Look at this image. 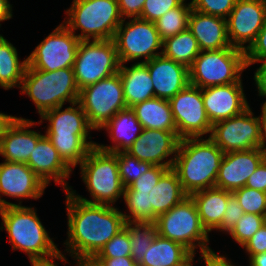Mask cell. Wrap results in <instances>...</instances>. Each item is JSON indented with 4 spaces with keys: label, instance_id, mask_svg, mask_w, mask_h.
Here are the masks:
<instances>
[{
    "label": "cell",
    "instance_id": "obj_1",
    "mask_svg": "<svg viewBox=\"0 0 266 266\" xmlns=\"http://www.w3.org/2000/svg\"><path fill=\"white\" fill-rule=\"evenodd\" d=\"M68 240L66 251L74 259H93L125 227L118 208L84 202L66 191Z\"/></svg>",
    "mask_w": 266,
    "mask_h": 266
},
{
    "label": "cell",
    "instance_id": "obj_2",
    "mask_svg": "<svg viewBox=\"0 0 266 266\" xmlns=\"http://www.w3.org/2000/svg\"><path fill=\"white\" fill-rule=\"evenodd\" d=\"M35 211L22 206L21 202L14 204L0 198V230H6L13 250L24 251L31 263L51 260L62 254Z\"/></svg>",
    "mask_w": 266,
    "mask_h": 266
},
{
    "label": "cell",
    "instance_id": "obj_3",
    "mask_svg": "<svg viewBox=\"0 0 266 266\" xmlns=\"http://www.w3.org/2000/svg\"><path fill=\"white\" fill-rule=\"evenodd\" d=\"M223 155L224 152L209 137L180 140L172 169L189 196L215 187Z\"/></svg>",
    "mask_w": 266,
    "mask_h": 266
},
{
    "label": "cell",
    "instance_id": "obj_4",
    "mask_svg": "<svg viewBox=\"0 0 266 266\" xmlns=\"http://www.w3.org/2000/svg\"><path fill=\"white\" fill-rule=\"evenodd\" d=\"M20 89L34 102L40 116L65 102H78L79 97L73 68L42 71L27 65Z\"/></svg>",
    "mask_w": 266,
    "mask_h": 266
},
{
    "label": "cell",
    "instance_id": "obj_5",
    "mask_svg": "<svg viewBox=\"0 0 266 266\" xmlns=\"http://www.w3.org/2000/svg\"><path fill=\"white\" fill-rule=\"evenodd\" d=\"M81 177L92 200L68 190L75 198L88 203L112 205L124 194L125 187L119 176L117 153L106 152L97 146L91 148L80 164Z\"/></svg>",
    "mask_w": 266,
    "mask_h": 266
},
{
    "label": "cell",
    "instance_id": "obj_6",
    "mask_svg": "<svg viewBox=\"0 0 266 266\" xmlns=\"http://www.w3.org/2000/svg\"><path fill=\"white\" fill-rule=\"evenodd\" d=\"M65 13L63 24L74 34L80 29V40H111L123 21L118 0H73Z\"/></svg>",
    "mask_w": 266,
    "mask_h": 266
},
{
    "label": "cell",
    "instance_id": "obj_7",
    "mask_svg": "<svg viewBox=\"0 0 266 266\" xmlns=\"http://www.w3.org/2000/svg\"><path fill=\"white\" fill-rule=\"evenodd\" d=\"M155 226L158 235L183 244L194 255L195 249L199 247L201 259L216 255L208 246V232L201 224L196 204L191 196L157 217Z\"/></svg>",
    "mask_w": 266,
    "mask_h": 266
},
{
    "label": "cell",
    "instance_id": "obj_8",
    "mask_svg": "<svg viewBox=\"0 0 266 266\" xmlns=\"http://www.w3.org/2000/svg\"><path fill=\"white\" fill-rule=\"evenodd\" d=\"M247 68L245 51L234 46L221 50L201 51L189 67L190 84L201 89L242 83Z\"/></svg>",
    "mask_w": 266,
    "mask_h": 266
},
{
    "label": "cell",
    "instance_id": "obj_9",
    "mask_svg": "<svg viewBox=\"0 0 266 266\" xmlns=\"http://www.w3.org/2000/svg\"><path fill=\"white\" fill-rule=\"evenodd\" d=\"M116 45L111 40H81L73 71L79 90L119 72Z\"/></svg>",
    "mask_w": 266,
    "mask_h": 266
},
{
    "label": "cell",
    "instance_id": "obj_10",
    "mask_svg": "<svg viewBox=\"0 0 266 266\" xmlns=\"http://www.w3.org/2000/svg\"><path fill=\"white\" fill-rule=\"evenodd\" d=\"M78 103L90 126L101 129L118 111L127 108L119 72L79 90Z\"/></svg>",
    "mask_w": 266,
    "mask_h": 266
},
{
    "label": "cell",
    "instance_id": "obj_11",
    "mask_svg": "<svg viewBox=\"0 0 266 266\" xmlns=\"http://www.w3.org/2000/svg\"><path fill=\"white\" fill-rule=\"evenodd\" d=\"M124 23L125 19L118 26L113 38L120 64L142 57L145 60L141 63H144L162 54V51H157L163 47V41L155 23L140 18Z\"/></svg>",
    "mask_w": 266,
    "mask_h": 266
},
{
    "label": "cell",
    "instance_id": "obj_12",
    "mask_svg": "<svg viewBox=\"0 0 266 266\" xmlns=\"http://www.w3.org/2000/svg\"><path fill=\"white\" fill-rule=\"evenodd\" d=\"M80 41L61 23L27 57L28 66L42 71L73 68Z\"/></svg>",
    "mask_w": 266,
    "mask_h": 266
},
{
    "label": "cell",
    "instance_id": "obj_13",
    "mask_svg": "<svg viewBox=\"0 0 266 266\" xmlns=\"http://www.w3.org/2000/svg\"><path fill=\"white\" fill-rule=\"evenodd\" d=\"M169 103L180 139L198 138L211 133L212 124L204 108L201 88L189 84Z\"/></svg>",
    "mask_w": 266,
    "mask_h": 266
},
{
    "label": "cell",
    "instance_id": "obj_14",
    "mask_svg": "<svg viewBox=\"0 0 266 266\" xmlns=\"http://www.w3.org/2000/svg\"><path fill=\"white\" fill-rule=\"evenodd\" d=\"M250 106L241 114L212 125L209 138L225 153L259 148L258 117Z\"/></svg>",
    "mask_w": 266,
    "mask_h": 266
},
{
    "label": "cell",
    "instance_id": "obj_15",
    "mask_svg": "<svg viewBox=\"0 0 266 266\" xmlns=\"http://www.w3.org/2000/svg\"><path fill=\"white\" fill-rule=\"evenodd\" d=\"M226 21L230 44L245 51L265 24L266 0H236Z\"/></svg>",
    "mask_w": 266,
    "mask_h": 266
},
{
    "label": "cell",
    "instance_id": "obj_16",
    "mask_svg": "<svg viewBox=\"0 0 266 266\" xmlns=\"http://www.w3.org/2000/svg\"><path fill=\"white\" fill-rule=\"evenodd\" d=\"M169 167L153 165L138 179L125 187L123 198L130 212H122L126 222H155L157 216L152 208V189Z\"/></svg>",
    "mask_w": 266,
    "mask_h": 266
},
{
    "label": "cell",
    "instance_id": "obj_17",
    "mask_svg": "<svg viewBox=\"0 0 266 266\" xmlns=\"http://www.w3.org/2000/svg\"><path fill=\"white\" fill-rule=\"evenodd\" d=\"M180 140L177 132L143 129L126 153L142 162L172 168ZM170 155L174 157L164 162Z\"/></svg>",
    "mask_w": 266,
    "mask_h": 266
},
{
    "label": "cell",
    "instance_id": "obj_18",
    "mask_svg": "<svg viewBox=\"0 0 266 266\" xmlns=\"http://www.w3.org/2000/svg\"><path fill=\"white\" fill-rule=\"evenodd\" d=\"M265 159L259 148L225 153L215 187L233 192L246 185L248 178Z\"/></svg>",
    "mask_w": 266,
    "mask_h": 266
},
{
    "label": "cell",
    "instance_id": "obj_19",
    "mask_svg": "<svg viewBox=\"0 0 266 266\" xmlns=\"http://www.w3.org/2000/svg\"><path fill=\"white\" fill-rule=\"evenodd\" d=\"M242 85L232 83L202 89L204 108L212 125L239 115L249 107Z\"/></svg>",
    "mask_w": 266,
    "mask_h": 266
},
{
    "label": "cell",
    "instance_id": "obj_20",
    "mask_svg": "<svg viewBox=\"0 0 266 266\" xmlns=\"http://www.w3.org/2000/svg\"><path fill=\"white\" fill-rule=\"evenodd\" d=\"M152 80L155 97L170 100L189 84V68L163 54L144 62Z\"/></svg>",
    "mask_w": 266,
    "mask_h": 266
},
{
    "label": "cell",
    "instance_id": "obj_21",
    "mask_svg": "<svg viewBox=\"0 0 266 266\" xmlns=\"http://www.w3.org/2000/svg\"><path fill=\"white\" fill-rule=\"evenodd\" d=\"M47 185L26 164L0 163V193L10 198L39 199Z\"/></svg>",
    "mask_w": 266,
    "mask_h": 266
},
{
    "label": "cell",
    "instance_id": "obj_22",
    "mask_svg": "<svg viewBox=\"0 0 266 266\" xmlns=\"http://www.w3.org/2000/svg\"><path fill=\"white\" fill-rule=\"evenodd\" d=\"M26 164L46 185L53 180L55 184H60L65 192L70 189L65 179L69 178L72 169L63 161L46 135L38 140Z\"/></svg>",
    "mask_w": 266,
    "mask_h": 266
},
{
    "label": "cell",
    "instance_id": "obj_23",
    "mask_svg": "<svg viewBox=\"0 0 266 266\" xmlns=\"http://www.w3.org/2000/svg\"><path fill=\"white\" fill-rule=\"evenodd\" d=\"M62 110L63 106H58L48 110L40 117L42 120L49 121L46 136L72 137L80 136L91 148L97 143L87 141L90 130H94L88 123L87 117L78 102ZM76 106V107H74Z\"/></svg>",
    "mask_w": 266,
    "mask_h": 266
},
{
    "label": "cell",
    "instance_id": "obj_24",
    "mask_svg": "<svg viewBox=\"0 0 266 266\" xmlns=\"http://www.w3.org/2000/svg\"><path fill=\"white\" fill-rule=\"evenodd\" d=\"M36 122L16 117L6 128L0 143V155L7 162L27 163L30 153L38 140L43 136L34 130H29Z\"/></svg>",
    "mask_w": 266,
    "mask_h": 266
},
{
    "label": "cell",
    "instance_id": "obj_25",
    "mask_svg": "<svg viewBox=\"0 0 266 266\" xmlns=\"http://www.w3.org/2000/svg\"><path fill=\"white\" fill-rule=\"evenodd\" d=\"M188 29L196 38L201 51L232 47L227 34V21L223 17L192 9L188 18Z\"/></svg>",
    "mask_w": 266,
    "mask_h": 266
},
{
    "label": "cell",
    "instance_id": "obj_26",
    "mask_svg": "<svg viewBox=\"0 0 266 266\" xmlns=\"http://www.w3.org/2000/svg\"><path fill=\"white\" fill-rule=\"evenodd\" d=\"M107 130L109 137L113 141V146L96 144V146L106 152H126L133 142L143 131V126L137 120L132 108L118 111L101 129Z\"/></svg>",
    "mask_w": 266,
    "mask_h": 266
},
{
    "label": "cell",
    "instance_id": "obj_27",
    "mask_svg": "<svg viewBox=\"0 0 266 266\" xmlns=\"http://www.w3.org/2000/svg\"><path fill=\"white\" fill-rule=\"evenodd\" d=\"M119 74L127 108L155 97L148 67L144 63L138 62L131 67L121 64Z\"/></svg>",
    "mask_w": 266,
    "mask_h": 266
},
{
    "label": "cell",
    "instance_id": "obj_28",
    "mask_svg": "<svg viewBox=\"0 0 266 266\" xmlns=\"http://www.w3.org/2000/svg\"><path fill=\"white\" fill-rule=\"evenodd\" d=\"M194 256L183 244L157 234L138 266H186Z\"/></svg>",
    "mask_w": 266,
    "mask_h": 266
},
{
    "label": "cell",
    "instance_id": "obj_29",
    "mask_svg": "<svg viewBox=\"0 0 266 266\" xmlns=\"http://www.w3.org/2000/svg\"><path fill=\"white\" fill-rule=\"evenodd\" d=\"M231 194L230 191L214 187L190 195L196 204L201 224L208 233L221 224Z\"/></svg>",
    "mask_w": 266,
    "mask_h": 266
},
{
    "label": "cell",
    "instance_id": "obj_30",
    "mask_svg": "<svg viewBox=\"0 0 266 266\" xmlns=\"http://www.w3.org/2000/svg\"><path fill=\"white\" fill-rule=\"evenodd\" d=\"M131 108L143 129L177 132L169 100L153 97Z\"/></svg>",
    "mask_w": 266,
    "mask_h": 266
},
{
    "label": "cell",
    "instance_id": "obj_31",
    "mask_svg": "<svg viewBox=\"0 0 266 266\" xmlns=\"http://www.w3.org/2000/svg\"><path fill=\"white\" fill-rule=\"evenodd\" d=\"M188 196L183 190L176 172L169 168L152 189L153 213L159 217Z\"/></svg>",
    "mask_w": 266,
    "mask_h": 266
},
{
    "label": "cell",
    "instance_id": "obj_32",
    "mask_svg": "<svg viewBox=\"0 0 266 266\" xmlns=\"http://www.w3.org/2000/svg\"><path fill=\"white\" fill-rule=\"evenodd\" d=\"M17 49L0 36V86L5 90L20 88L28 65L27 58L19 61Z\"/></svg>",
    "mask_w": 266,
    "mask_h": 266
},
{
    "label": "cell",
    "instance_id": "obj_33",
    "mask_svg": "<svg viewBox=\"0 0 266 266\" xmlns=\"http://www.w3.org/2000/svg\"><path fill=\"white\" fill-rule=\"evenodd\" d=\"M200 52L198 42L188 28L163 41L162 54L188 68Z\"/></svg>",
    "mask_w": 266,
    "mask_h": 266
},
{
    "label": "cell",
    "instance_id": "obj_34",
    "mask_svg": "<svg viewBox=\"0 0 266 266\" xmlns=\"http://www.w3.org/2000/svg\"><path fill=\"white\" fill-rule=\"evenodd\" d=\"M125 226L129 229L131 257L139 265L157 235L155 222H126Z\"/></svg>",
    "mask_w": 266,
    "mask_h": 266
},
{
    "label": "cell",
    "instance_id": "obj_35",
    "mask_svg": "<svg viewBox=\"0 0 266 266\" xmlns=\"http://www.w3.org/2000/svg\"><path fill=\"white\" fill-rule=\"evenodd\" d=\"M191 10V2L188 4L183 2L180 6L167 11L154 22L162 41L188 28V18Z\"/></svg>",
    "mask_w": 266,
    "mask_h": 266
},
{
    "label": "cell",
    "instance_id": "obj_36",
    "mask_svg": "<svg viewBox=\"0 0 266 266\" xmlns=\"http://www.w3.org/2000/svg\"><path fill=\"white\" fill-rule=\"evenodd\" d=\"M59 152L63 161L72 169L80 165L87 156L91 147L80 137L47 136Z\"/></svg>",
    "mask_w": 266,
    "mask_h": 266
},
{
    "label": "cell",
    "instance_id": "obj_37",
    "mask_svg": "<svg viewBox=\"0 0 266 266\" xmlns=\"http://www.w3.org/2000/svg\"><path fill=\"white\" fill-rule=\"evenodd\" d=\"M117 163L119 176L124 187H128L153 166V164L148 162L139 161L136 157L126 152L117 153Z\"/></svg>",
    "mask_w": 266,
    "mask_h": 266
},
{
    "label": "cell",
    "instance_id": "obj_38",
    "mask_svg": "<svg viewBox=\"0 0 266 266\" xmlns=\"http://www.w3.org/2000/svg\"><path fill=\"white\" fill-rule=\"evenodd\" d=\"M244 213L266 217V193L246 186L232 192Z\"/></svg>",
    "mask_w": 266,
    "mask_h": 266
},
{
    "label": "cell",
    "instance_id": "obj_39",
    "mask_svg": "<svg viewBox=\"0 0 266 266\" xmlns=\"http://www.w3.org/2000/svg\"><path fill=\"white\" fill-rule=\"evenodd\" d=\"M266 223V217L245 213L228 233L241 246L248 242L253 235Z\"/></svg>",
    "mask_w": 266,
    "mask_h": 266
},
{
    "label": "cell",
    "instance_id": "obj_40",
    "mask_svg": "<svg viewBox=\"0 0 266 266\" xmlns=\"http://www.w3.org/2000/svg\"><path fill=\"white\" fill-rule=\"evenodd\" d=\"M131 257L129 229L125 226L117 233L94 258Z\"/></svg>",
    "mask_w": 266,
    "mask_h": 266
},
{
    "label": "cell",
    "instance_id": "obj_41",
    "mask_svg": "<svg viewBox=\"0 0 266 266\" xmlns=\"http://www.w3.org/2000/svg\"><path fill=\"white\" fill-rule=\"evenodd\" d=\"M236 0H192V9L208 14L227 18L234 8Z\"/></svg>",
    "mask_w": 266,
    "mask_h": 266
},
{
    "label": "cell",
    "instance_id": "obj_42",
    "mask_svg": "<svg viewBox=\"0 0 266 266\" xmlns=\"http://www.w3.org/2000/svg\"><path fill=\"white\" fill-rule=\"evenodd\" d=\"M185 0H146L140 19L155 22L167 11L180 6Z\"/></svg>",
    "mask_w": 266,
    "mask_h": 266
},
{
    "label": "cell",
    "instance_id": "obj_43",
    "mask_svg": "<svg viewBox=\"0 0 266 266\" xmlns=\"http://www.w3.org/2000/svg\"><path fill=\"white\" fill-rule=\"evenodd\" d=\"M244 214L245 213L239 205L238 199L232 193L228 198L226 211L224 213L222 222L216 228V230H219L220 232L224 231L226 233H229Z\"/></svg>",
    "mask_w": 266,
    "mask_h": 266
},
{
    "label": "cell",
    "instance_id": "obj_44",
    "mask_svg": "<svg viewBox=\"0 0 266 266\" xmlns=\"http://www.w3.org/2000/svg\"><path fill=\"white\" fill-rule=\"evenodd\" d=\"M246 61L266 60V21L256 40L245 50Z\"/></svg>",
    "mask_w": 266,
    "mask_h": 266
},
{
    "label": "cell",
    "instance_id": "obj_45",
    "mask_svg": "<svg viewBox=\"0 0 266 266\" xmlns=\"http://www.w3.org/2000/svg\"><path fill=\"white\" fill-rule=\"evenodd\" d=\"M242 248H245L249 255V259L253 255L266 252V223L242 246Z\"/></svg>",
    "mask_w": 266,
    "mask_h": 266
},
{
    "label": "cell",
    "instance_id": "obj_46",
    "mask_svg": "<svg viewBox=\"0 0 266 266\" xmlns=\"http://www.w3.org/2000/svg\"><path fill=\"white\" fill-rule=\"evenodd\" d=\"M146 0H118L119 11L124 19L140 18ZM125 17V18H124Z\"/></svg>",
    "mask_w": 266,
    "mask_h": 266
},
{
    "label": "cell",
    "instance_id": "obj_47",
    "mask_svg": "<svg viewBox=\"0 0 266 266\" xmlns=\"http://www.w3.org/2000/svg\"><path fill=\"white\" fill-rule=\"evenodd\" d=\"M245 186L266 193V158L259 164L254 173L250 175Z\"/></svg>",
    "mask_w": 266,
    "mask_h": 266
},
{
    "label": "cell",
    "instance_id": "obj_48",
    "mask_svg": "<svg viewBox=\"0 0 266 266\" xmlns=\"http://www.w3.org/2000/svg\"><path fill=\"white\" fill-rule=\"evenodd\" d=\"M257 62H262L254 74L255 84L259 92V96L266 97V60L263 61H246L247 67ZM266 102V101H265Z\"/></svg>",
    "mask_w": 266,
    "mask_h": 266
},
{
    "label": "cell",
    "instance_id": "obj_49",
    "mask_svg": "<svg viewBox=\"0 0 266 266\" xmlns=\"http://www.w3.org/2000/svg\"><path fill=\"white\" fill-rule=\"evenodd\" d=\"M98 266H138L132 257L93 258Z\"/></svg>",
    "mask_w": 266,
    "mask_h": 266
},
{
    "label": "cell",
    "instance_id": "obj_50",
    "mask_svg": "<svg viewBox=\"0 0 266 266\" xmlns=\"http://www.w3.org/2000/svg\"><path fill=\"white\" fill-rule=\"evenodd\" d=\"M259 120V132H260V143L259 150L264 154L266 158V102L262 105V113L258 116Z\"/></svg>",
    "mask_w": 266,
    "mask_h": 266
},
{
    "label": "cell",
    "instance_id": "obj_51",
    "mask_svg": "<svg viewBox=\"0 0 266 266\" xmlns=\"http://www.w3.org/2000/svg\"><path fill=\"white\" fill-rule=\"evenodd\" d=\"M206 266H234L226 256L218 255L203 258Z\"/></svg>",
    "mask_w": 266,
    "mask_h": 266
},
{
    "label": "cell",
    "instance_id": "obj_52",
    "mask_svg": "<svg viewBox=\"0 0 266 266\" xmlns=\"http://www.w3.org/2000/svg\"><path fill=\"white\" fill-rule=\"evenodd\" d=\"M12 18V5L8 0H0V22ZM1 26V24H0Z\"/></svg>",
    "mask_w": 266,
    "mask_h": 266
},
{
    "label": "cell",
    "instance_id": "obj_53",
    "mask_svg": "<svg viewBox=\"0 0 266 266\" xmlns=\"http://www.w3.org/2000/svg\"><path fill=\"white\" fill-rule=\"evenodd\" d=\"M15 116L7 115L0 112V143L4 136L6 128L13 122Z\"/></svg>",
    "mask_w": 266,
    "mask_h": 266
},
{
    "label": "cell",
    "instance_id": "obj_54",
    "mask_svg": "<svg viewBox=\"0 0 266 266\" xmlns=\"http://www.w3.org/2000/svg\"><path fill=\"white\" fill-rule=\"evenodd\" d=\"M249 260V266H266V252L253 255Z\"/></svg>",
    "mask_w": 266,
    "mask_h": 266
},
{
    "label": "cell",
    "instance_id": "obj_55",
    "mask_svg": "<svg viewBox=\"0 0 266 266\" xmlns=\"http://www.w3.org/2000/svg\"><path fill=\"white\" fill-rule=\"evenodd\" d=\"M56 259L61 260V261H64V262L67 261L66 258H65V256L63 254H61L57 258H54V259H51V260H46V261H37V262L31 263V264H32V266H57L54 263Z\"/></svg>",
    "mask_w": 266,
    "mask_h": 266
},
{
    "label": "cell",
    "instance_id": "obj_56",
    "mask_svg": "<svg viewBox=\"0 0 266 266\" xmlns=\"http://www.w3.org/2000/svg\"><path fill=\"white\" fill-rule=\"evenodd\" d=\"M78 264L75 266H98L93 259H75Z\"/></svg>",
    "mask_w": 266,
    "mask_h": 266
},
{
    "label": "cell",
    "instance_id": "obj_57",
    "mask_svg": "<svg viewBox=\"0 0 266 266\" xmlns=\"http://www.w3.org/2000/svg\"><path fill=\"white\" fill-rule=\"evenodd\" d=\"M193 262V260L188 264V265H186V266H193L192 263Z\"/></svg>",
    "mask_w": 266,
    "mask_h": 266
}]
</instances>
